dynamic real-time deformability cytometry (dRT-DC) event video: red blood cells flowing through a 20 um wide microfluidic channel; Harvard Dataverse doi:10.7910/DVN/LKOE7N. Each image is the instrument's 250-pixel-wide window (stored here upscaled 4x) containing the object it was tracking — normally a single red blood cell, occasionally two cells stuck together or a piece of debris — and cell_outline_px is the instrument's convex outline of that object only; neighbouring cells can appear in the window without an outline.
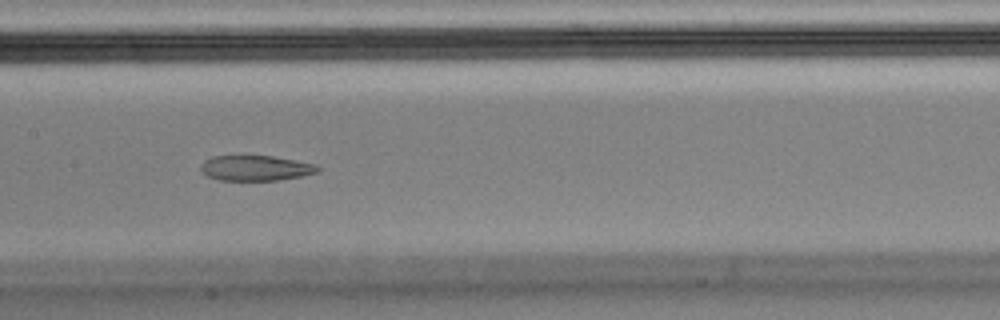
{"species": "Egyptian fruit bat (a non-hibernating species)", "species_latin": "Rousettus aegyptiacus", "temperature_condition": "cold", "stored_images_in_passage": 10, "camera_frame_rate_fps": 3000, "um_per_image_px": 0.085, "animal": {"sex": "male"}, "frame": {"image": 1, "passage_image": 7, "time_ms": 2.0, "image_size_px": [1000, 320], "cell_outline_px": [[320, 168], [316, 172], [300, 176], [276, 180], [220, 180], [208, 176], [200, 168], [200, 164], [204, 160], [212, 156], [272, 156], [316, 164]], "centroid_in_image_um": [21.7, 14.28], "position_along_channel_um": 185.7, "area_um2": 16.99}}